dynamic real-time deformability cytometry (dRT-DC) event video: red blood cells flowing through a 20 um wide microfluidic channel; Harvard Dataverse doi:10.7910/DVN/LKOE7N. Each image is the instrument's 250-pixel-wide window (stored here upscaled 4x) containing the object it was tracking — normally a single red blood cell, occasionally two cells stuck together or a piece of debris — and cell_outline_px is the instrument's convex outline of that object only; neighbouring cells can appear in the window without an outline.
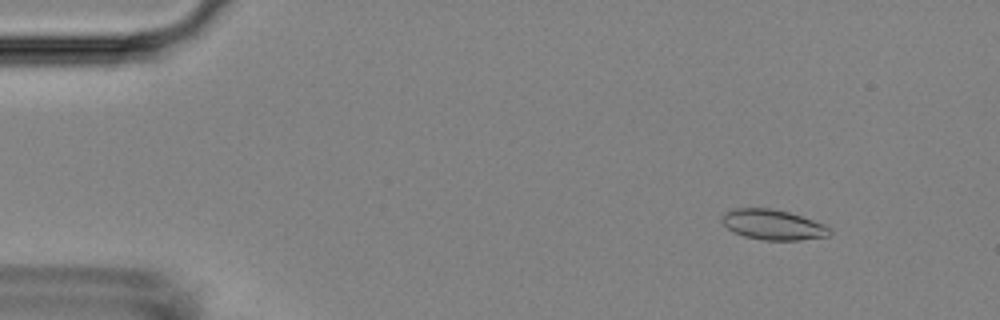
{"species": "Egyptian fruit bat (a non-hibernating species)", "species_latin": "Rousettus aegyptiacus", "temperature_condition": "room temperature", "stored_images_in_passage": 54, "camera_frame_rate_fps": 3000, "um_per_image_px": 0.085, "animal": {"sex": "female"}, "frame": {"image": 1, "passage_image": 6, "time_ms": 1.667, "image_size_px": [1000, 320], "cell_outline_px": [[832, 232], [828, 236], [800, 240], [764, 240], [744, 236], [732, 232], [720, 220], [720, 216], [736, 208], [768, 208], [788, 212], [824, 224], [832, 228]], "centroid_in_image_um": [65.7, 19.11], "position_along_channel_um": 19.3, "area_um2": 18.9}}
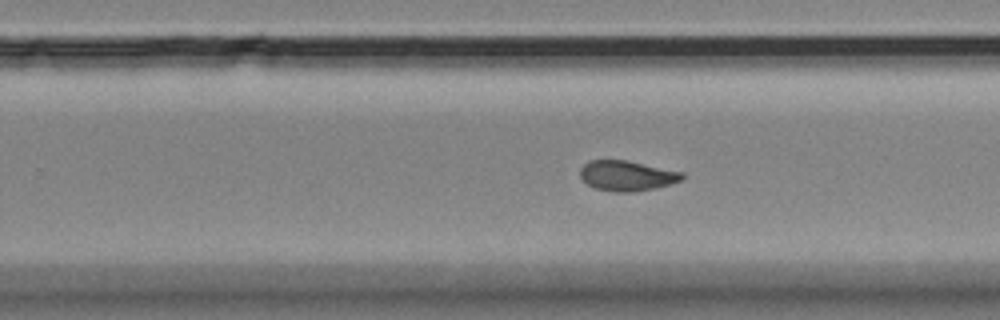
{"frame": {"image": 2, "passage_image": 34, "time_ms": 11.0, "image_size_px": [1000, 320], "cell_outline_px": [[684, 180], [672, 184], [656, 188], [632, 192], [612, 192], [596, 188], [588, 184], [580, 176], [580, 168], [588, 160], [628, 160], [684, 172]], "centroid_in_image_um": [53.33, 14.93], "position_along_channel_um": 276.5, "area_um2": 18.21}}
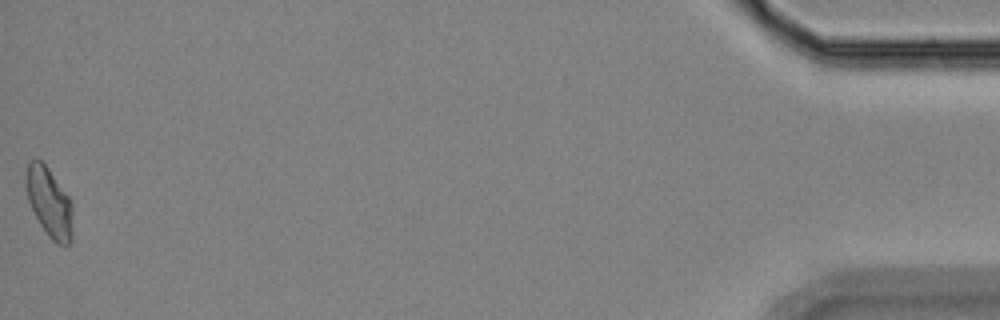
{"frame": {"image": 3, "passage_image": 54, "time_ms": 17.667, "image_size_px": [1000, 320], "cell_outline_px": [[72, 240], [68, 244], [56, 244], [48, 236], [40, 224], [28, 200], [24, 180], [24, 176], [28, 164], [36, 156], [48, 168], [68, 196], [72, 204]], "centroid_in_image_um": [4.17, 17.19], "position_along_channel_um": 431.0, "area_um2": 18.9}, "authors_computed_cell_mechanics": {"area_um2": 18.5538, "velocity_mm_per_s": 3.7128, "shape_relaxation_time_tau1_ms": null, "shape_relaxation_time_tau2_ms": 4.1498, "deformation_change_tau1": null, "deformation_change_tau2": 0.0809}}